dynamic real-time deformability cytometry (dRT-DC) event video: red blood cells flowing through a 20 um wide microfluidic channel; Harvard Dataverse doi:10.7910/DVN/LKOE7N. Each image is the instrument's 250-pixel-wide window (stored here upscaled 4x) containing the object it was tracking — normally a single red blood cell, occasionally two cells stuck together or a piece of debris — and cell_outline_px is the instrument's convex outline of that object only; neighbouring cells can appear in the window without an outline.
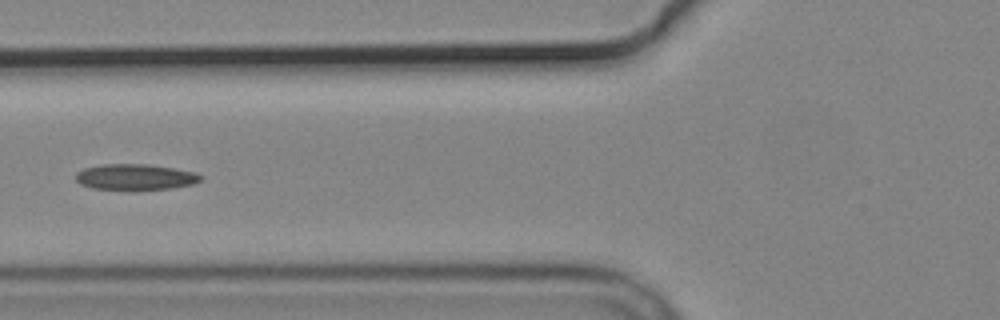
{"species": "common noctule bat (a hibernating species)", "species_latin": "Nyctalus noctula", "temperature_condition": "cold", "stored_images_in_passage": 7, "camera_frame_rate_fps": 3000, "um_per_image_px": 0.085, "animal": {"sex": "male", "body_mass_g": 19.2, "forearm_length_mm": 51.8}, "frame": {"image": 1, "passage_image": 5, "time_ms": 5.0, "image_size_px": [1000, 320], "cell_outline_px": [[204, 176], [200, 180], [192, 184], [172, 188], [92, 188], [80, 184], [76, 180], [76, 172], [84, 168], [104, 164], [148, 164], [196, 172]], "centroid_in_image_um": [11.5, 15.01], "position_along_channel_um": 114.3, "area_um2": 18.32}}
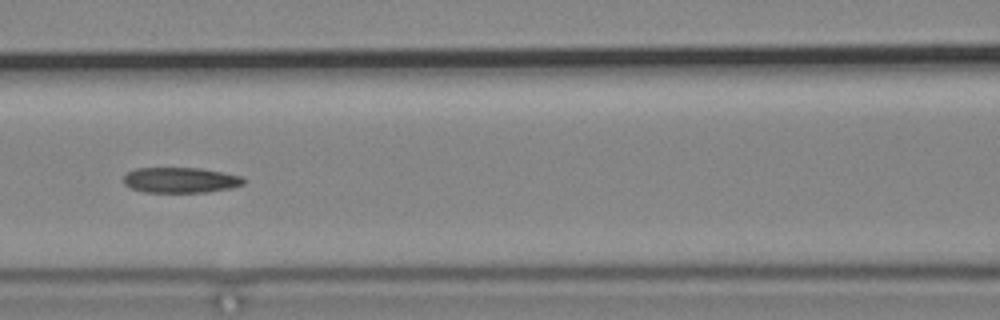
{"frame": {"image": 2, "passage_image": 6, "time_ms": 6.0, "image_size_px": [1000, 320], "cell_outline_px": [[244, 184], [232, 188], [208, 192], [144, 192], [132, 188], [124, 184], [124, 176], [128, 172], [136, 168], [200, 168], [240, 176], [244, 180]], "centroid_in_image_um": [15.33, 15.31], "position_along_channel_um": 151.3, "area_um2": 17.69}}
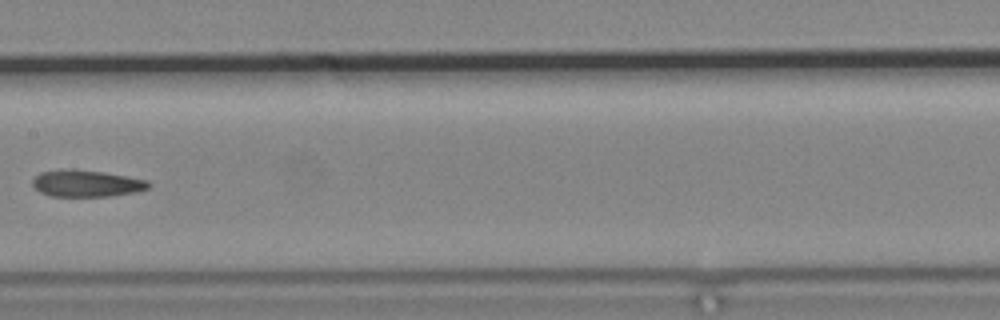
{"frame": {"image": 3, "passage_image": 7, "time_ms": 7.333, "image_size_px": [1000, 320], "cell_outline_px": [[152, 184], [148, 188], [136, 192], [108, 196], [52, 196], [40, 192], [32, 184], [32, 180], [40, 172], [72, 168], [104, 172], [148, 180]], "centroid_in_image_um": [7.36, 15.58], "position_along_channel_um": 200.0, "area_um2": 18.09}}